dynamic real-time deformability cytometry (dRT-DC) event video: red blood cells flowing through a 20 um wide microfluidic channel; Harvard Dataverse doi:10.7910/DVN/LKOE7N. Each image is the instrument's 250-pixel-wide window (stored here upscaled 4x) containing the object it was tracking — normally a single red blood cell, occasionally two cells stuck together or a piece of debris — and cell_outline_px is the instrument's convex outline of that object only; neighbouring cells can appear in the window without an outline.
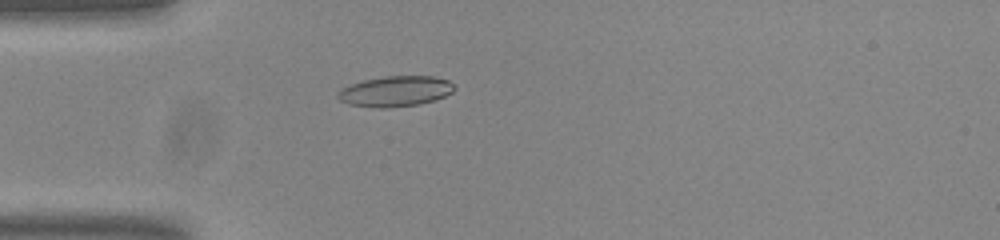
{"species": "common noctule bat (a hibernating species)", "species_latin": "Nyctalus noctula", "temperature_condition": "room temperature", "stored_images_in_passage": 35, "camera_frame_rate_fps": 3000, "um_per_image_px": 0.085, "animal": {"sex": "male", "body_mass_g": 20.0, "forearm_length_mm": 53.3}, "frame": {"image": 1, "passage_image": 1, "time_ms": 0.0, "image_size_px": [1000, 240], "cell_outline_px": [[456, 88], [452, 92], [444, 96], [420, 104], [384, 108], [380, 108], [348, 104], [340, 100], [336, 96], [340, 88], [364, 80], [384, 76], [432, 76], [448, 80]], "centroid_in_image_um": [33.59, 7.75], "position_along_channel_um": 51.4, "area_um2": 20.58}}
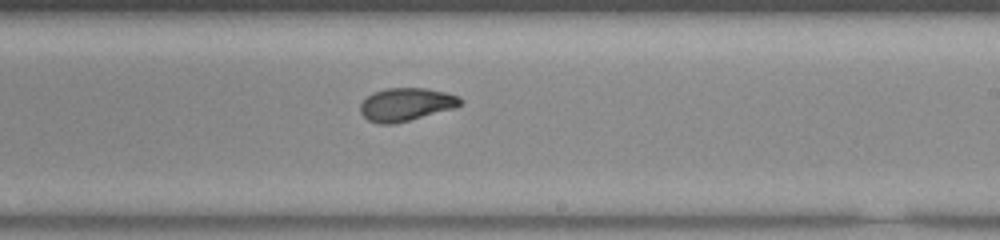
{"frame": {"image": 2, "passage_image": 18, "time_ms": 5.667, "image_size_px": [1000, 240], "cell_outline_px": [[464, 100], [456, 108], [392, 124], [380, 124], [368, 120], [360, 112], [360, 104], [372, 92], [384, 88], [424, 88], [444, 92], [460, 96]], "centroid_in_image_um": [34.52, 8.87], "position_along_channel_um": 254.5, "area_um2": 19.25}}
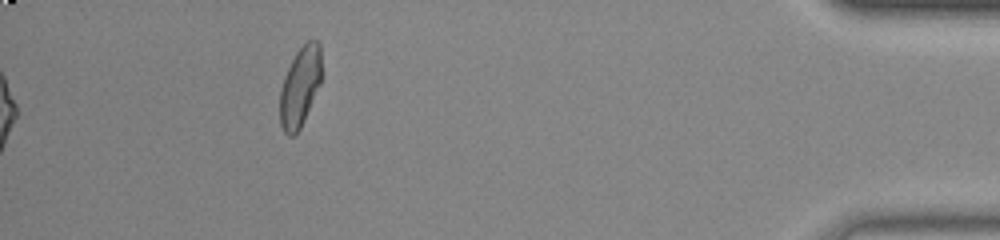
{"frame": {"image": 3, "passage_image": 35, "time_ms": 11.333, "image_size_px": [1000, 240], "cell_outline_px": [[320, 84], [304, 120], [300, 128], [292, 136], [288, 136], [284, 132], [280, 124], [280, 88], [284, 76], [296, 52], [308, 40], [316, 40], [320, 44]], "centroid_in_image_um": [25.48, 7.38], "position_along_channel_um": 409.7, "area_um2": 19.07}, "authors_computed_cell_mechanics": {"area_um2": 19.074, "velocity_mm_per_s": 3.7591, "shape_relaxation_time_tau1_ms": 6.5123, "shape_relaxation_time_tau2_ms": 1.8112, "deformation_change_tau1": 0.1711, "deformation_change_tau2": 0.0647}}